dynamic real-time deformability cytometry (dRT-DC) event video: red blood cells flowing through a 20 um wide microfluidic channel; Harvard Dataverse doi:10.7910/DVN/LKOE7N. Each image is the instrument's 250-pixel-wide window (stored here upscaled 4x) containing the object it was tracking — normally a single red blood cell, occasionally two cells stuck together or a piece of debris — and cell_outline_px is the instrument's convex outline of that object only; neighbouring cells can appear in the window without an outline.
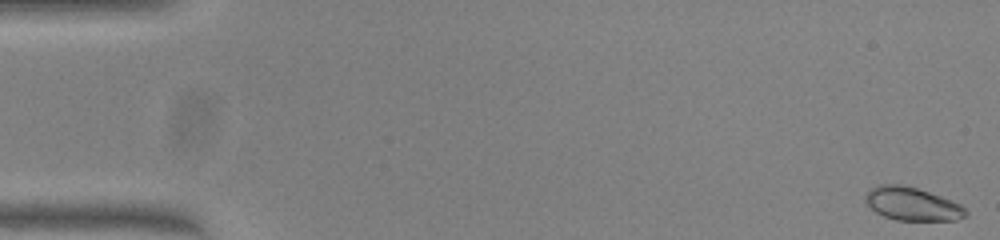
{"species": "common noctule bat (a hibernating species)", "species_latin": "Nyctalus noctula", "temperature_condition": "warm", "stored_images_in_passage": 16, "camera_frame_rate_fps": 3000, "um_per_image_px": 0.085, "animal": {"sex": "female", "body_mass_g": 23.0, "forearm_length_mm": 53.4}, "frame": {"image": 1, "passage_image": 1, "time_ms": 0.0, "image_size_px": [1000, 240], "cell_outline_px": [[968, 216], [956, 220], [896, 220], [884, 216], [876, 212], [864, 200], [864, 196], [872, 188], [880, 184], [900, 184], [916, 188], [940, 196], [960, 204], [968, 212]], "centroid_in_image_um": [77.54, 17.34], "position_along_channel_um": 7.5, "area_um2": 19.25}}
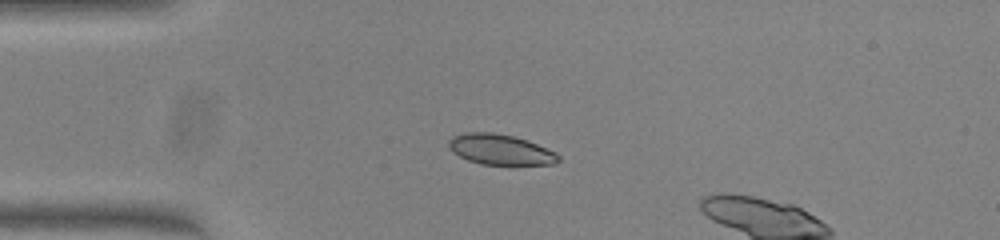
{"frame": {"image": 2, "passage_image": 13, "time_ms": 4.0, "image_size_px": [1000, 240], "cell_outline_px": [[560, 160], [552, 164], [480, 164], [468, 160], [452, 152], [448, 148], [448, 140], [452, 136], [464, 132], [492, 132], [512, 136], [528, 140], [556, 152], [560, 156]], "centroid_in_image_um": [42.5, 12.7], "position_along_channel_um": 42.5, "area_um2": 19.48}}